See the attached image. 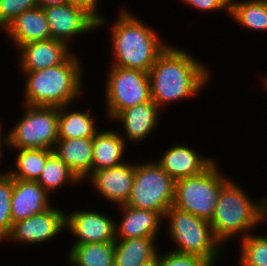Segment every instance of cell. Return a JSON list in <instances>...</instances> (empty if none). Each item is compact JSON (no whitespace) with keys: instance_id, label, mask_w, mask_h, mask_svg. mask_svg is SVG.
<instances>
[{"instance_id":"cell-2","label":"cell","mask_w":267,"mask_h":266,"mask_svg":"<svg viewBox=\"0 0 267 266\" xmlns=\"http://www.w3.org/2000/svg\"><path fill=\"white\" fill-rule=\"evenodd\" d=\"M130 10L121 8L115 22L111 24V64L149 73L157 57L169 44L161 39L156 29Z\"/></svg>"},{"instance_id":"cell-19","label":"cell","mask_w":267,"mask_h":266,"mask_svg":"<svg viewBox=\"0 0 267 266\" xmlns=\"http://www.w3.org/2000/svg\"><path fill=\"white\" fill-rule=\"evenodd\" d=\"M3 32L15 49L27 43L51 39L45 12L39 6L19 14Z\"/></svg>"},{"instance_id":"cell-10","label":"cell","mask_w":267,"mask_h":266,"mask_svg":"<svg viewBox=\"0 0 267 266\" xmlns=\"http://www.w3.org/2000/svg\"><path fill=\"white\" fill-rule=\"evenodd\" d=\"M66 211L62 208L51 207L47 211L30 216L25 220L13 223L9 235L3 242L26 245H40L52 242L66 231Z\"/></svg>"},{"instance_id":"cell-23","label":"cell","mask_w":267,"mask_h":266,"mask_svg":"<svg viewBox=\"0 0 267 266\" xmlns=\"http://www.w3.org/2000/svg\"><path fill=\"white\" fill-rule=\"evenodd\" d=\"M114 243V266H141L159 251L155 237L116 239Z\"/></svg>"},{"instance_id":"cell-16","label":"cell","mask_w":267,"mask_h":266,"mask_svg":"<svg viewBox=\"0 0 267 266\" xmlns=\"http://www.w3.org/2000/svg\"><path fill=\"white\" fill-rule=\"evenodd\" d=\"M182 144L170 145L158 156L156 162L175 181L181 178L199 175L205 171L215 160L200 155L195 148Z\"/></svg>"},{"instance_id":"cell-33","label":"cell","mask_w":267,"mask_h":266,"mask_svg":"<svg viewBox=\"0 0 267 266\" xmlns=\"http://www.w3.org/2000/svg\"><path fill=\"white\" fill-rule=\"evenodd\" d=\"M68 3L77 4L80 6L85 7L87 10H89L98 20H97V29L103 28L108 23L106 15L99 13V3H101L99 0H67Z\"/></svg>"},{"instance_id":"cell-7","label":"cell","mask_w":267,"mask_h":266,"mask_svg":"<svg viewBox=\"0 0 267 266\" xmlns=\"http://www.w3.org/2000/svg\"><path fill=\"white\" fill-rule=\"evenodd\" d=\"M175 200V180L154 161L135 162V174L126 205L158 212L163 218Z\"/></svg>"},{"instance_id":"cell-12","label":"cell","mask_w":267,"mask_h":266,"mask_svg":"<svg viewBox=\"0 0 267 266\" xmlns=\"http://www.w3.org/2000/svg\"><path fill=\"white\" fill-rule=\"evenodd\" d=\"M114 220L93 208L66 211V231L69 230L75 238L72 244L115 242Z\"/></svg>"},{"instance_id":"cell-36","label":"cell","mask_w":267,"mask_h":266,"mask_svg":"<svg viewBox=\"0 0 267 266\" xmlns=\"http://www.w3.org/2000/svg\"><path fill=\"white\" fill-rule=\"evenodd\" d=\"M141 266H160V249L158 254L151 258L150 260L143 263Z\"/></svg>"},{"instance_id":"cell-4","label":"cell","mask_w":267,"mask_h":266,"mask_svg":"<svg viewBox=\"0 0 267 266\" xmlns=\"http://www.w3.org/2000/svg\"><path fill=\"white\" fill-rule=\"evenodd\" d=\"M243 187L232 177L222 188L210 220L215 238L225 248L234 236L242 239L262 223L267 224L266 195L253 200Z\"/></svg>"},{"instance_id":"cell-18","label":"cell","mask_w":267,"mask_h":266,"mask_svg":"<svg viewBox=\"0 0 267 266\" xmlns=\"http://www.w3.org/2000/svg\"><path fill=\"white\" fill-rule=\"evenodd\" d=\"M121 221L115 220L116 239L155 237L159 240L164 218L155 211L142 210L126 204L118 206ZM118 222V223H117Z\"/></svg>"},{"instance_id":"cell-9","label":"cell","mask_w":267,"mask_h":266,"mask_svg":"<svg viewBox=\"0 0 267 266\" xmlns=\"http://www.w3.org/2000/svg\"><path fill=\"white\" fill-rule=\"evenodd\" d=\"M108 69L104 89L108 120L127 108L152 100L147 72L113 65Z\"/></svg>"},{"instance_id":"cell-22","label":"cell","mask_w":267,"mask_h":266,"mask_svg":"<svg viewBox=\"0 0 267 266\" xmlns=\"http://www.w3.org/2000/svg\"><path fill=\"white\" fill-rule=\"evenodd\" d=\"M70 107L71 104L59 107L58 139L93 138L101 128L96 125L91 107L81 111Z\"/></svg>"},{"instance_id":"cell-26","label":"cell","mask_w":267,"mask_h":266,"mask_svg":"<svg viewBox=\"0 0 267 266\" xmlns=\"http://www.w3.org/2000/svg\"><path fill=\"white\" fill-rule=\"evenodd\" d=\"M230 17L246 30L267 31V1L231 0Z\"/></svg>"},{"instance_id":"cell-32","label":"cell","mask_w":267,"mask_h":266,"mask_svg":"<svg viewBox=\"0 0 267 266\" xmlns=\"http://www.w3.org/2000/svg\"><path fill=\"white\" fill-rule=\"evenodd\" d=\"M185 5L194 7L199 12H226L230 19L231 0H180Z\"/></svg>"},{"instance_id":"cell-21","label":"cell","mask_w":267,"mask_h":266,"mask_svg":"<svg viewBox=\"0 0 267 266\" xmlns=\"http://www.w3.org/2000/svg\"><path fill=\"white\" fill-rule=\"evenodd\" d=\"M118 131L112 128L101 129L93 137L92 173L97 170L112 168L127 161L124 160V156H126L128 144Z\"/></svg>"},{"instance_id":"cell-34","label":"cell","mask_w":267,"mask_h":266,"mask_svg":"<svg viewBox=\"0 0 267 266\" xmlns=\"http://www.w3.org/2000/svg\"><path fill=\"white\" fill-rule=\"evenodd\" d=\"M0 122H1V120H0ZM2 128H4V127L0 123V163H2L1 162V159H3L2 157H4L3 156L4 155L3 152L6 149H9V148H7V147H9L8 130H7L6 133H4V130H2ZM1 166H2V164H0V167ZM0 170H1V168H0ZM7 174H8V169H7V171L5 169L4 172L3 171H0V178L3 177V176H5V175H7Z\"/></svg>"},{"instance_id":"cell-17","label":"cell","mask_w":267,"mask_h":266,"mask_svg":"<svg viewBox=\"0 0 267 266\" xmlns=\"http://www.w3.org/2000/svg\"><path fill=\"white\" fill-rule=\"evenodd\" d=\"M51 195L37 182L13 179L11 216L13 223L43 213L53 205Z\"/></svg>"},{"instance_id":"cell-8","label":"cell","mask_w":267,"mask_h":266,"mask_svg":"<svg viewBox=\"0 0 267 266\" xmlns=\"http://www.w3.org/2000/svg\"><path fill=\"white\" fill-rule=\"evenodd\" d=\"M18 121L8 131L11 149H51L58 141L59 107L25 105Z\"/></svg>"},{"instance_id":"cell-1","label":"cell","mask_w":267,"mask_h":266,"mask_svg":"<svg viewBox=\"0 0 267 266\" xmlns=\"http://www.w3.org/2000/svg\"><path fill=\"white\" fill-rule=\"evenodd\" d=\"M188 51L169 43L150 68L151 98L161 109L197 97L211 81L209 67Z\"/></svg>"},{"instance_id":"cell-5","label":"cell","mask_w":267,"mask_h":266,"mask_svg":"<svg viewBox=\"0 0 267 266\" xmlns=\"http://www.w3.org/2000/svg\"><path fill=\"white\" fill-rule=\"evenodd\" d=\"M164 221L168 237L176 246L173 251L199 256L212 266L225 255L227 250L215 238L209 221L174 206L167 210Z\"/></svg>"},{"instance_id":"cell-30","label":"cell","mask_w":267,"mask_h":266,"mask_svg":"<svg viewBox=\"0 0 267 266\" xmlns=\"http://www.w3.org/2000/svg\"><path fill=\"white\" fill-rule=\"evenodd\" d=\"M38 7L37 0H0V31L22 12Z\"/></svg>"},{"instance_id":"cell-31","label":"cell","mask_w":267,"mask_h":266,"mask_svg":"<svg viewBox=\"0 0 267 266\" xmlns=\"http://www.w3.org/2000/svg\"><path fill=\"white\" fill-rule=\"evenodd\" d=\"M164 253V254H163ZM160 266H212L206 259L173 250L160 253Z\"/></svg>"},{"instance_id":"cell-35","label":"cell","mask_w":267,"mask_h":266,"mask_svg":"<svg viewBox=\"0 0 267 266\" xmlns=\"http://www.w3.org/2000/svg\"><path fill=\"white\" fill-rule=\"evenodd\" d=\"M39 7H49L68 3L67 0H37Z\"/></svg>"},{"instance_id":"cell-28","label":"cell","mask_w":267,"mask_h":266,"mask_svg":"<svg viewBox=\"0 0 267 266\" xmlns=\"http://www.w3.org/2000/svg\"><path fill=\"white\" fill-rule=\"evenodd\" d=\"M240 241L237 266H267V234L250 233Z\"/></svg>"},{"instance_id":"cell-14","label":"cell","mask_w":267,"mask_h":266,"mask_svg":"<svg viewBox=\"0 0 267 266\" xmlns=\"http://www.w3.org/2000/svg\"><path fill=\"white\" fill-rule=\"evenodd\" d=\"M160 112H163L161 108L151 100L123 110L113 120L123 126V131L119 134L126 143L138 145L155 132L159 125Z\"/></svg>"},{"instance_id":"cell-20","label":"cell","mask_w":267,"mask_h":266,"mask_svg":"<svg viewBox=\"0 0 267 266\" xmlns=\"http://www.w3.org/2000/svg\"><path fill=\"white\" fill-rule=\"evenodd\" d=\"M93 138L58 139L54 152L82 182L92 174Z\"/></svg>"},{"instance_id":"cell-25","label":"cell","mask_w":267,"mask_h":266,"mask_svg":"<svg viewBox=\"0 0 267 266\" xmlns=\"http://www.w3.org/2000/svg\"><path fill=\"white\" fill-rule=\"evenodd\" d=\"M17 152H15V151ZM13 165L6 168L13 179L37 181L46 164L47 158L54 152L51 149H12Z\"/></svg>"},{"instance_id":"cell-6","label":"cell","mask_w":267,"mask_h":266,"mask_svg":"<svg viewBox=\"0 0 267 266\" xmlns=\"http://www.w3.org/2000/svg\"><path fill=\"white\" fill-rule=\"evenodd\" d=\"M214 161L199 175L175 181L173 206L210 222L222 188L232 179Z\"/></svg>"},{"instance_id":"cell-27","label":"cell","mask_w":267,"mask_h":266,"mask_svg":"<svg viewBox=\"0 0 267 266\" xmlns=\"http://www.w3.org/2000/svg\"><path fill=\"white\" fill-rule=\"evenodd\" d=\"M37 182L51 195L55 194L58 189L69 187L82 182L68 168V166L53 152L46 161ZM76 184V185H75ZM69 185V186H68Z\"/></svg>"},{"instance_id":"cell-11","label":"cell","mask_w":267,"mask_h":266,"mask_svg":"<svg viewBox=\"0 0 267 266\" xmlns=\"http://www.w3.org/2000/svg\"><path fill=\"white\" fill-rule=\"evenodd\" d=\"M42 8L49 24L51 38L68 46L74 38L97 30L98 19L83 6L65 3Z\"/></svg>"},{"instance_id":"cell-3","label":"cell","mask_w":267,"mask_h":266,"mask_svg":"<svg viewBox=\"0 0 267 266\" xmlns=\"http://www.w3.org/2000/svg\"><path fill=\"white\" fill-rule=\"evenodd\" d=\"M78 53H72L63 63L38 70L21 71L24 75L23 104L62 107L72 105L84 94L85 68Z\"/></svg>"},{"instance_id":"cell-29","label":"cell","mask_w":267,"mask_h":266,"mask_svg":"<svg viewBox=\"0 0 267 266\" xmlns=\"http://www.w3.org/2000/svg\"><path fill=\"white\" fill-rule=\"evenodd\" d=\"M13 178L7 174L0 178V243L9 235L13 221L11 216V199Z\"/></svg>"},{"instance_id":"cell-24","label":"cell","mask_w":267,"mask_h":266,"mask_svg":"<svg viewBox=\"0 0 267 266\" xmlns=\"http://www.w3.org/2000/svg\"><path fill=\"white\" fill-rule=\"evenodd\" d=\"M68 266H114L115 243L73 244L68 248Z\"/></svg>"},{"instance_id":"cell-13","label":"cell","mask_w":267,"mask_h":266,"mask_svg":"<svg viewBox=\"0 0 267 266\" xmlns=\"http://www.w3.org/2000/svg\"><path fill=\"white\" fill-rule=\"evenodd\" d=\"M126 161L108 169L94 171L88 181L92 188L111 205L120 206L127 203L135 174V161Z\"/></svg>"},{"instance_id":"cell-37","label":"cell","mask_w":267,"mask_h":266,"mask_svg":"<svg viewBox=\"0 0 267 266\" xmlns=\"http://www.w3.org/2000/svg\"><path fill=\"white\" fill-rule=\"evenodd\" d=\"M260 79H261V81H262V83H263V87L267 90V75H266V77L263 76V77H261ZM266 92H267V91H266Z\"/></svg>"},{"instance_id":"cell-15","label":"cell","mask_w":267,"mask_h":266,"mask_svg":"<svg viewBox=\"0 0 267 266\" xmlns=\"http://www.w3.org/2000/svg\"><path fill=\"white\" fill-rule=\"evenodd\" d=\"M72 48L51 38L21 45L15 51L21 71H38L63 63L74 52Z\"/></svg>"}]
</instances>
